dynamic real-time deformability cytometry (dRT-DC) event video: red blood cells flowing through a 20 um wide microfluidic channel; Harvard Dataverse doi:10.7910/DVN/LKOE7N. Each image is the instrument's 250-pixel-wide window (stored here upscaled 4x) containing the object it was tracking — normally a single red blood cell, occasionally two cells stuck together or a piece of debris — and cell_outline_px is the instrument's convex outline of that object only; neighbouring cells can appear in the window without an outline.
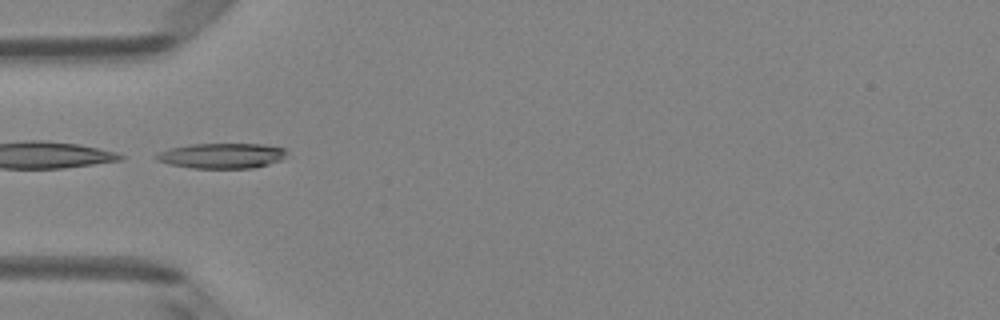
{"species": "Egyptian fruit bat (a non-hibernating species)", "species_latin": "Rousettus aegyptiacus", "temperature_condition": "room temperature", "stored_images_in_passage": 3, "camera_frame_rate_fps": 3000, "um_per_image_px": 0.085, "animal": {"sex": "female"}, "frame": {"image": 1, "passage_image": 2, "time_ms": 0.333, "image_size_px": [1000, 320], "cell_outline_px": [[284, 156], [280, 160], [268, 164], [252, 168], [192, 168], [168, 164], [156, 160], [156, 152], [168, 148], [192, 144], [264, 144], [284, 148]], "centroid_in_image_um": [18.78, 13.23], "position_along_channel_um": 66.2, "area_um2": 19.13}}
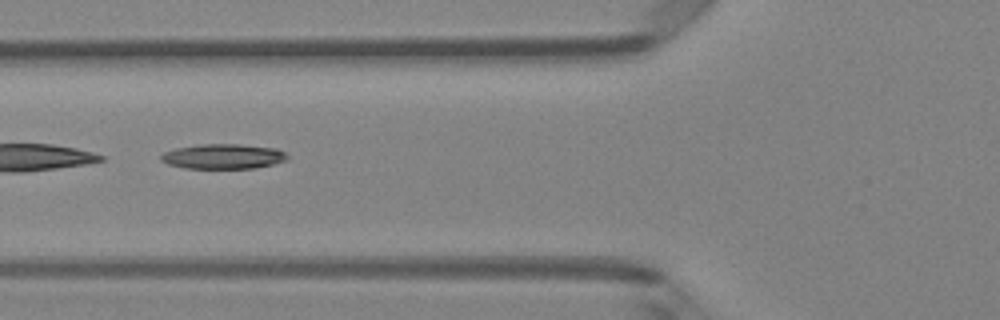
{"frame": {"image": 2, "passage_image": 3, "time_ms": 0.667, "image_size_px": [1000, 320], "cell_outline_px": [[288, 160], [256, 168], [184, 168], [168, 164], [160, 160], [160, 156], [164, 152], [176, 148], [200, 144], [240, 144], [276, 148], [284, 152], [288, 156]], "centroid_in_image_um": [18.97, 13.29], "position_along_channel_um": 106.8, "area_um2": 18.38}}